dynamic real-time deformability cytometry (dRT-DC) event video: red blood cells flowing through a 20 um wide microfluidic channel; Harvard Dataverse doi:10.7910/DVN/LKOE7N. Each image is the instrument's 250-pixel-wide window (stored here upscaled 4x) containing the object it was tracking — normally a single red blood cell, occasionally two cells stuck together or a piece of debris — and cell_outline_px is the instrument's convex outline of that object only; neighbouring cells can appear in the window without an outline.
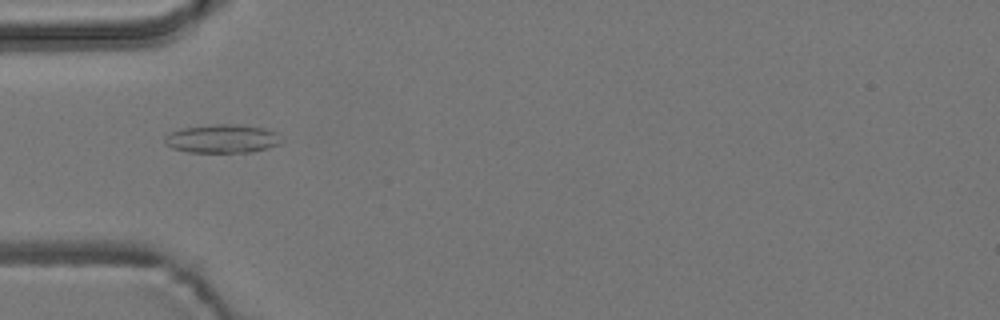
{"species": "common noctule bat (a hibernating species)", "species_latin": "Nyctalus noctula", "temperature_condition": "room temperature", "stored_images_in_passage": 2, "camera_frame_rate_fps": 3000, "um_per_image_px": 0.085, "animal": {"sex": "male", "body_mass_g": 19.2, "forearm_length_mm": 51.8}, "frame": {"image": 1, "passage_image": 1, "time_ms": 0.0, "image_size_px": [1000, 320], "cell_outline_px": [[284, 140], [280, 144], [268, 148], [252, 152], [188, 152], [172, 148], [164, 144], [164, 136], [168, 132], [180, 128], [216, 124], [236, 124], [264, 128], [276, 132]], "centroid_in_image_um": [18.88, 11.79], "position_along_channel_um": 66.1, "area_um2": 19.71}}
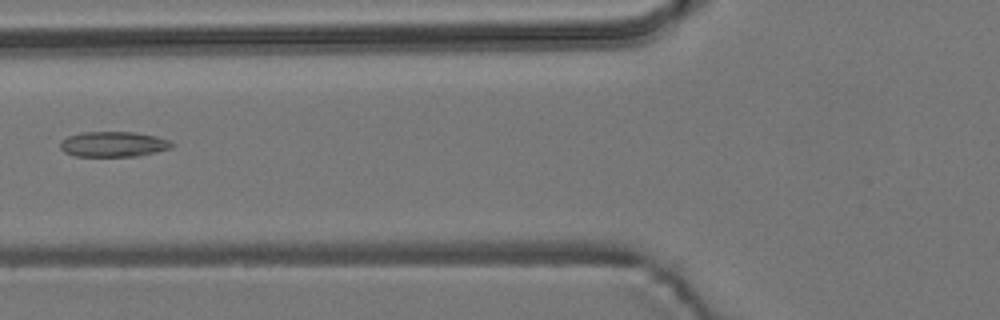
{"frame": {"image": 2, "passage_image": 2, "time_ms": 0.333, "image_size_px": [1000, 320], "cell_outline_px": [[176, 144], [172, 148], [156, 152], [136, 156], [76, 156], [64, 152], [60, 148], [60, 144], [68, 136], [84, 132], [136, 132], [156, 136], [168, 140]], "centroid_in_image_um": [9.68, 12.26], "position_along_channel_um": 116.1, "area_um2": 16.42}}